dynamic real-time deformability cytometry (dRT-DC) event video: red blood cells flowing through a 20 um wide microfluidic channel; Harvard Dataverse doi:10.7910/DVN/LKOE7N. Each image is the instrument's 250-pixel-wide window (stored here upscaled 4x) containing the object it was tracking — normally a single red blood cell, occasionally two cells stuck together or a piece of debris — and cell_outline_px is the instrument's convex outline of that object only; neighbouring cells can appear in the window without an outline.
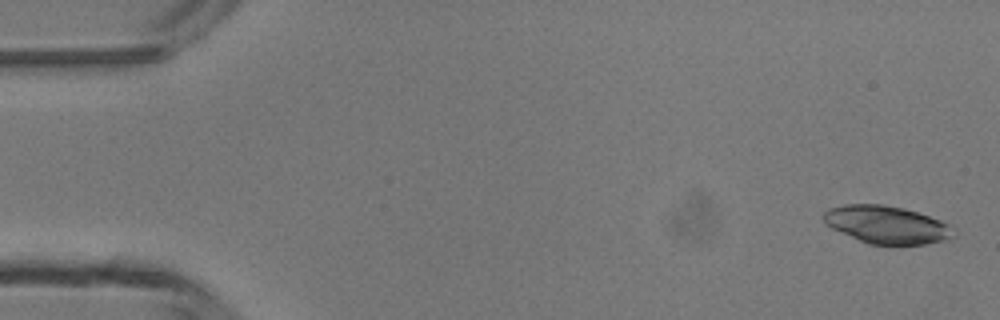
{"species": "common noctule bat (a hibernating species)", "species_latin": "Nyctalus noctula", "temperature_condition": "room temperature", "stored_images_in_passage": 5, "camera_frame_rate_fps": 3000, "um_per_image_px": 0.085, "animal": {"sex": "male", "body_mass_g": 13.3}, "frame": {"image": 1, "passage_image": 1, "time_ms": 0.0, "image_size_px": [1000, 320], "cell_outline_px": [[952, 236], [944, 240], [924, 244], [868, 244], [832, 228], [824, 224], [824, 212], [828, 208], [844, 204], [884, 204], [904, 208], [940, 220], [948, 224]], "centroid_in_image_um": [75.29, 19.08], "position_along_channel_um": 9.7, "area_um2": 28.15}}
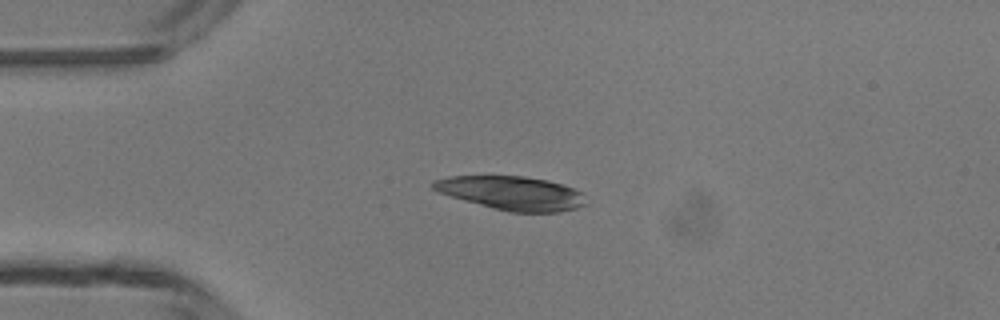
{"frame": {"image": 2, "passage_image": 4, "time_ms": 3.333, "image_size_px": [1000, 320], "cell_outline_px": [[588, 204], [576, 208], [560, 212], [508, 212], [492, 208], [436, 192], [428, 184], [432, 180], [448, 176], [524, 176], [548, 180], [572, 188], [580, 192]], "centroid_in_image_um": [43.43, 16.41], "position_along_channel_um": 41.6, "area_um2": 30.17}}